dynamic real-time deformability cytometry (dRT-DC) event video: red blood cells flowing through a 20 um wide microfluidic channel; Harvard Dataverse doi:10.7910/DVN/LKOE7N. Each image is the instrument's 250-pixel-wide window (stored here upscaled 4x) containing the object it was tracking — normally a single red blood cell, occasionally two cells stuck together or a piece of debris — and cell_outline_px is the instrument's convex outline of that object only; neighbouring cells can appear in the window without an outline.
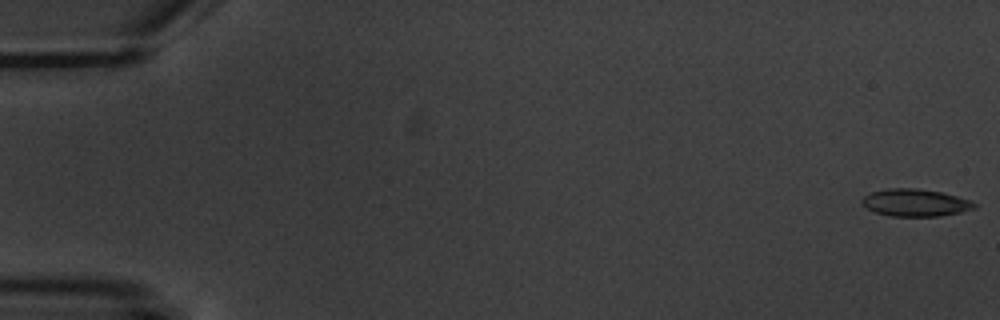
{"species": "common noctule bat (a hibernating species)", "species_latin": "Nyctalus noctula", "temperature_condition": "warm", "stored_images_in_passage": 5, "camera_frame_rate_fps": 3000, "um_per_image_px": 0.085, "animal": {"sex": "male", "body_mass_g": 20.1, "forearm_length_mm": 53.5}, "frame": {"image": 1, "passage_image": 1, "time_ms": 0.0, "image_size_px": [1000, 320], "cell_outline_px": [[976, 208], [960, 212], [940, 216], [888, 216], [876, 212], [868, 208], [860, 200], [864, 196], [872, 192], [888, 188], [916, 188], [940, 192], [956, 196], [968, 200], [976, 204]], "centroid_in_image_um": [77.79, 17.23], "position_along_channel_um": 7.2, "area_um2": 17.69}}
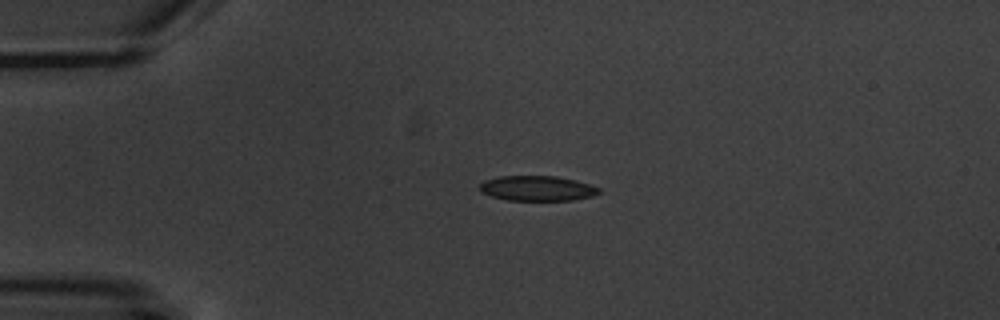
{"frame": {"image": 2, "passage_image": 4, "time_ms": 4.333, "image_size_px": [1000, 320], "cell_outline_px": [[600, 192], [592, 196], [572, 200], [508, 200], [492, 196], [480, 192], [480, 184], [484, 180], [500, 176], [556, 176], [576, 180], [600, 188]], "centroid_in_image_um": [45.65, 16.0], "position_along_channel_um": 39.3, "area_um2": 17.34}}